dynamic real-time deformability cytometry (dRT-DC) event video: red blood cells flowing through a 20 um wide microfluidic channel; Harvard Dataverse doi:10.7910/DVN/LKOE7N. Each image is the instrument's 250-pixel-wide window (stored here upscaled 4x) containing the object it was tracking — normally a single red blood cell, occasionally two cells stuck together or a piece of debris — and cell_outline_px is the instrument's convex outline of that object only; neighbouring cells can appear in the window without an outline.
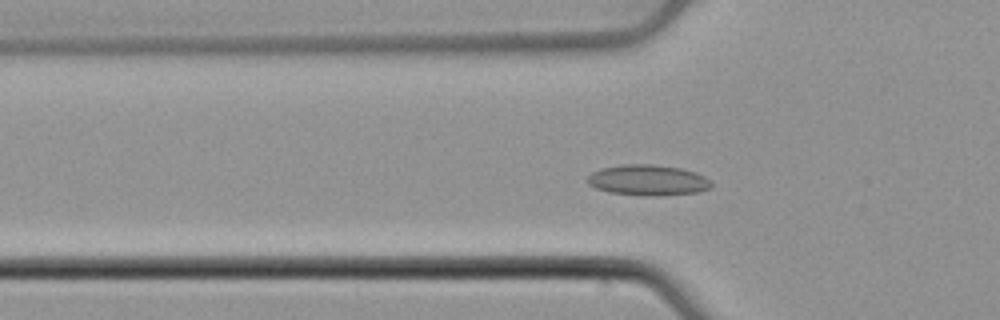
{"species": "common noctule bat (a hibernating species)", "species_latin": "Nyctalus noctula", "temperature_condition": "cold", "stored_images_in_passage": 46, "camera_frame_rate_fps": 3000, "um_per_image_px": 0.085, "animal": {"sex": "male", "body_mass_g": 21.5, "forearm_length_mm": 52.0}, "frame": {"image": 1, "passage_image": 10, "time_ms": 3.0, "image_size_px": [1000, 320], "cell_outline_px": [[712, 188], [696, 192], [652, 196], [640, 196], [608, 192], [596, 188], [588, 184], [588, 176], [592, 172], [600, 168], [624, 164], [652, 164], [680, 168], [696, 172], [704, 176], [712, 184]], "centroid_in_image_um": [55.05, 15.31], "position_along_channel_um": 70.7, "area_um2": 22.2}}
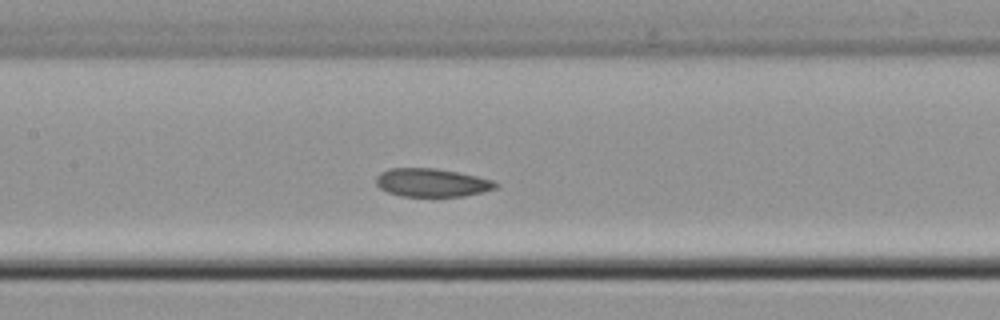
{"frame": {"image": 2, "passage_image": 18, "time_ms": 5.667, "image_size_px": [1000, 320], "cell_outline_px": [[496, 188], [464, 196], [400, 196], [388, 192], [380, 188], [376, 184], [376, 176], [380, 172], [388, 168], [436, 168], [476, 176], [492, 180], [496, 184]], "centroid_in_image_um": [36.64, 15.52], "position_along_channel_um": 170.8, "area_um2": 19.54}}
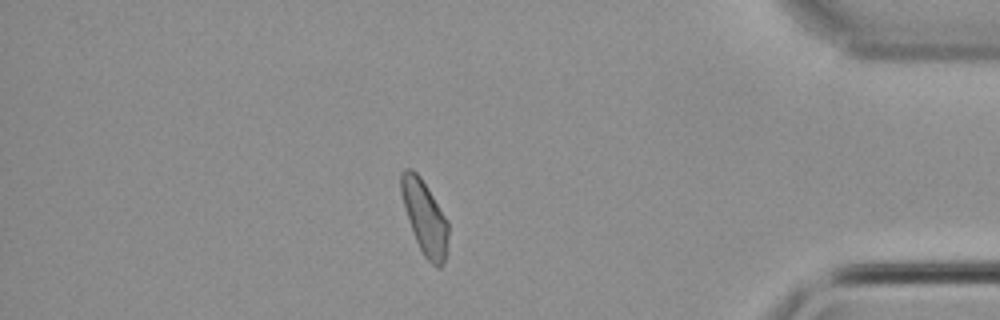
{"frame": {"image": 3, "passage_image": 39, "time_ms": 12.667, "image_size_px": [1000, 320], "cell_outline_px": [[448, 252], [444, 264], [440, 268], [432, 264], [424, 256], [416, 240], [408, 220], [404, 208], [400, 192], [400, 172], [404, 168], [412, 168], [420, 176], [448, 220]], "centroid_in_image_um": [36.1, 18.48], "position_along_channel_um": 399.1, "area_um2": 20.52}, "authors_computed_cell_mechanics": {"area_um2": 20.2589, "velocity_mm_per_s": 3.795, "shape_relaxation_time_tau1_ms": null, "shape_relaxation_time_tau2_ms": 3.104, "deformation_change_tau1": null, "deformation_change_tau2": 0.0518}}